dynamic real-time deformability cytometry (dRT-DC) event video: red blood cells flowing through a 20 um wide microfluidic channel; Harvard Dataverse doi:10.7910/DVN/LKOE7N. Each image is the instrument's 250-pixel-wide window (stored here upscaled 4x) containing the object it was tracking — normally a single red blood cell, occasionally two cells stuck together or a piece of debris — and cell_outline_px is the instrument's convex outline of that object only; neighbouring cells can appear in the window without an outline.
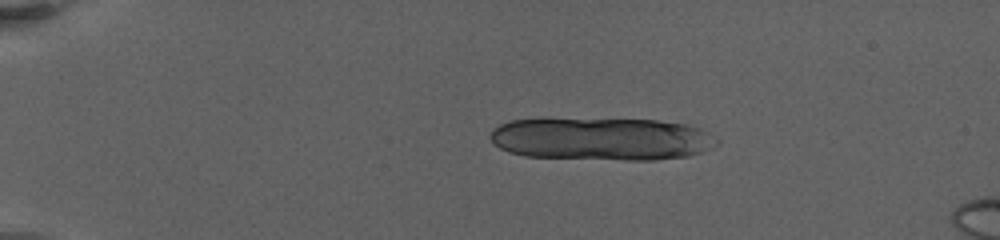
{"species": "human", "species_latin": "Homo sapiens", "temperature_condition": "warm", "stored_images_in_passage": 40, "camera_frame_rate_fps": 3000, "um_per_image_px": 0.085, "donor": {"sex": "female"}, "frame": {"image": 1, "passage_image": 1, "time_ms": 0.0, "image_size_px": [1000, 240], "cell_outline_px": [[720, 144], [700, 152], [688, 156], [656, 160], [624, 160], [524, 156], [508, 152], [500, 148], [488, 136], [500, 124], [512, 120], [656, 120], [684, 124], [696, 128], [720, 140]], "centroid_in_image_um": [51.15, 11.83], "position_along_channel_um": 33.8, "area_um2": 55.66}}
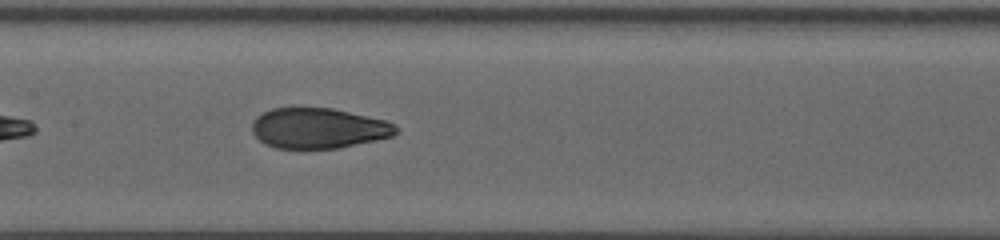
{"frame": {"image": 2, "passage_image": 13, "time_ms": 7.333, "image_size_px": [1000, 240], "cell_outline_px": [[400, 132], [392, 136], [376, 140], [336, 148], [276, 148], [264, 144], [252, 132], [252, 124], [256, 116], [272, 108], [332, 108], [388, 120], [396, 124], [400, 128]], "centroid_in_image_um": [27.12, 10.89], "position_along_channel_um": 180.3, "area_um2": 34.04}}
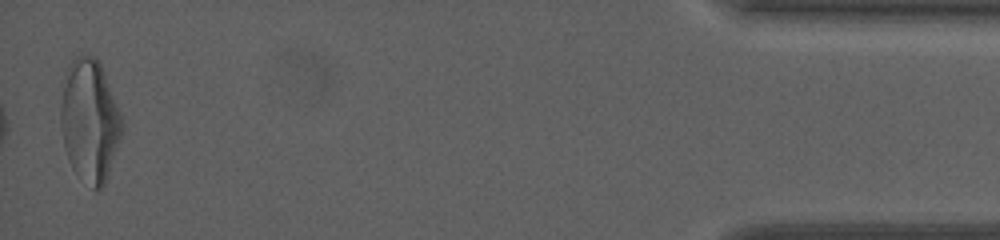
{"frame": {"image": 3, "passage_image": 39, "time_ms": 17.333, "image_size_px": [1000, 240], "cell_outline_px": [[120, 140], [104, 184], [96, 192], [72, 168], [68, 160], [64, 144], [60, 124], [60, 104], [68, 68], [76, 56], [84, 52], [96, 56], [100, 64], [120, 112]], "centroid_in_image_um": [7.6, 10.24], "position_along_channel_um": 427.6, "area_um2": 43.0}, "authors_computed_cell_mechanics": {"area_um2": 36.703, "velocity_mm_per_s": 3.2335, "shape_relaxation_time_tau1_ms": 6.8839, "shape_relaxation_time_tau2_ms": 0.9891, "deformation_change_tau1": 0.2422, "deformation_change_tau2": 0.0634}}